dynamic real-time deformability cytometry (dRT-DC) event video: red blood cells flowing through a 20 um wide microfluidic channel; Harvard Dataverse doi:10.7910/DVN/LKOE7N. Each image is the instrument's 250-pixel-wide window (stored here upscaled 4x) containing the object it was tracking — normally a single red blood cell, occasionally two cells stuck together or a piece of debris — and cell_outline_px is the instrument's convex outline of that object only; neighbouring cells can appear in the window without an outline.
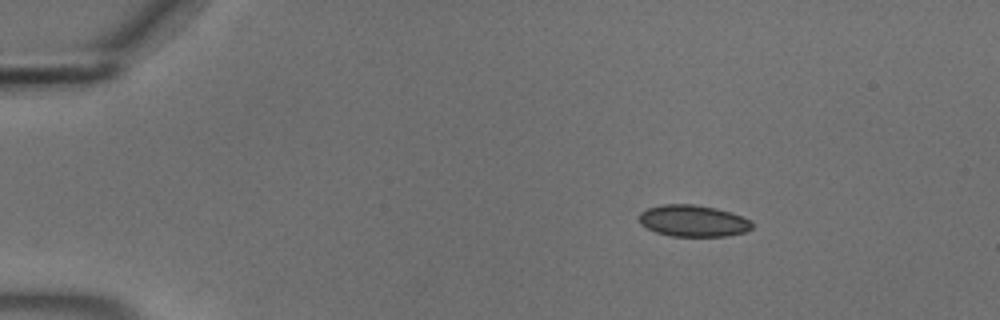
{"species": "common noctule bat (a hibernating species)", "species_latin": "Nyctalus noctula", "temperature_condition": "cold", "stored_images_in_passage": 47, "camera_frame_rate_fps": 3000, "um_per_image_px": 0.085, "animal": {"sex": "male", "body_mass_g": 18.8}, "frame": {"image": 1, "passage_image": 1, "time_ms": 0.0, "image_size_px": [1000, 320], "cell_outline_px": [[752, 228], [744, 232], [724, 236], [672, 236], [656, 232], [640, 224], [640, 212], [648, 208], [664, 204], [692, 204], [716, 208], [752, 220]], "centroid_in_image_um": [58.91, 18.77], "position_along_channel_um": 26.1, "area_um2": 20.58}}
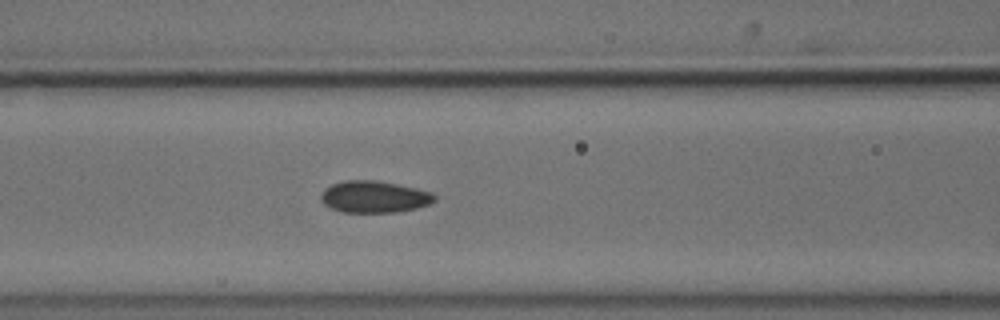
{"frame": {"image": 2, "passage_image": 16, "time_ms": 5.0, "image_size_px": [1000, 320], "cell_outline_px": [[436, 200], [428, 204], [416, 208], [396, 212], [344, 212], [332, 208], [324, 204], [320, 200], [320, 196], [324, 188], [332, 184], [344, 180], [376, 180], [416, 188], [432, 192], [436, 196]], "centroid_in_image_um": [31.79, 16.72], "position_along_channel_um": 134.8, "area_um2": 21.04}}
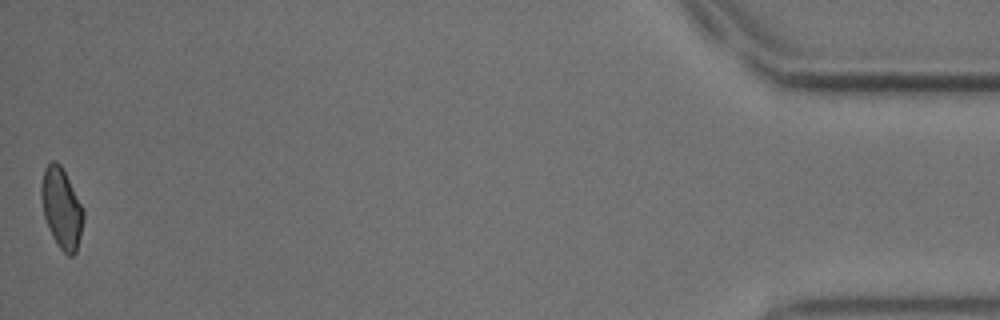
{"frame": {"image": 3, "passage_image": 47, "time_ms": 15.333, "image_size_px": [1000, 320], "cell_outline_px": [[84, 220], [76, 252], [72, 256], [68, 256], [56, 244], [52, 236], [44, 216], [40, 196], [40, 188], [44, 168], [52, 160], [56, 160], [60, 164], [84, 208]], "centroid_in_image_um": [5.23, 17.69], "position_along_channel_um": 430.0, "area_um2": 19.83}, "authors_computed_cell_mechanics": {"area_um2": 20.808, "velocity_mm_per_s": 3.6893, "shape_relaxation_time_tau1_ms": null, "shape_relaxation_time_tau2_ms": 1.3599, "deformation_change_tau1": null, "deformation_change_tau2": 0.0468}}